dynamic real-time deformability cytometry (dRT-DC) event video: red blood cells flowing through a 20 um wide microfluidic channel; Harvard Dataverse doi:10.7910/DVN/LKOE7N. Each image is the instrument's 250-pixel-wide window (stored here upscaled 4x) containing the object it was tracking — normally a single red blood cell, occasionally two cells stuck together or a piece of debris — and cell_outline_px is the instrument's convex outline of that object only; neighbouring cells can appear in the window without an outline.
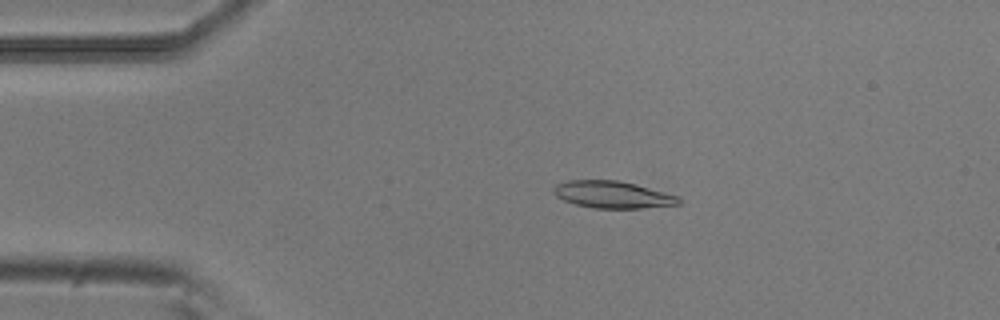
{"species": "common noctule bat (a hibernating species)", "species_latin": "Nyctalus noctula", "temperature_condition": "room temperature", "stored_images_in_passage": 48, "camera_frame_rate_fps": 3000, "um_per_image_px": 0.085, "animal": {"sex": "male", "body_mass_g": 20.5, "forearm_length_mm": 52.5}, "frame": {"image": 1, "passage_image": 6, "time_ms": 1.667, "image_size_px": [1000, 320], "cell_outline_px": [[680, 204], [640, 208], [592, 208], [576, 204], [564, 200], [556, 196], [552, 188], [556, 184], [568, 180], [616, 180], [636, 184], [680, 196]], "centroid_in_image_um": [52.07, 16.54], "position_along_channel_um": 32.9, "area_um2": 19.71}}
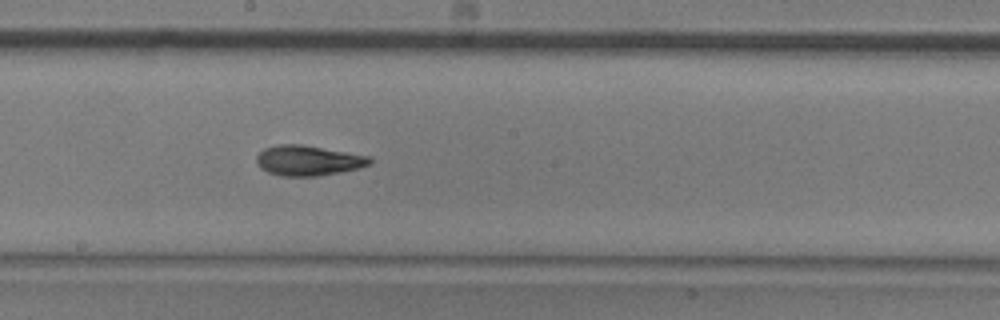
{"frame": {"image": 2, "passage_image": 24, "time_ms": 7.667, "image_size_px": [1000, 320], "cell_outline_px": [[372, 164], [360, 168], [340, 172], [316, 176], [280, 176], [268, 172], [260, 168], [256, 164], [256, 156], [264, 148], [280, 144], [300, 144], [368, 156], [372, 160]], "centroid_in_image_um": [26.17, 13.65], "position_along_channel_um": 222.0, "area_um2": 19.88}}
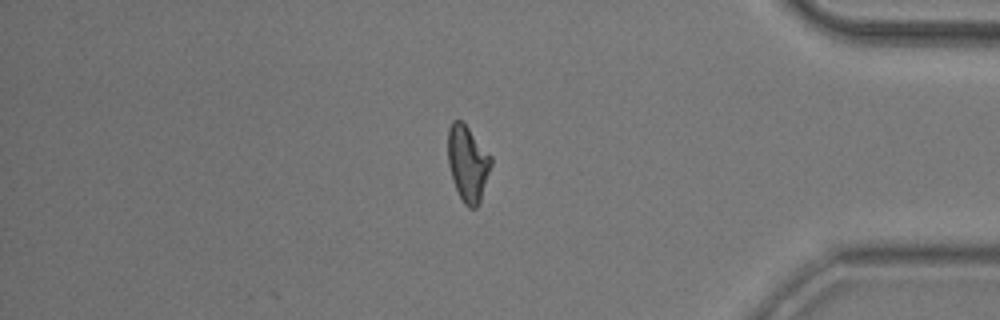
{"frame": {"image": 3, "passage_image": 40, "time_ms": 13.0, "image_size_px": [1000, 320], "cell_outline_px": [[492, 164], [480, 200], [476, 208], [468, 208], [464, 204], [452, 180], [448, 164], [448, 128], [452, 120], [460, 120], [468, 128], [492, 156]], "centroid_in_image_um": [39.75, 13.88], "position_along_channel_um": 395.5, "area_um2": 18.96}, "authors_computed_cell_mechanics": {"area_um2": 19.1607, "velocity_mm_per_s": 3.827, "shape_relaxation_time_tau1_ms": 5.2589, "shape_relaxation_time_tau2_ms": 3.2824, "deformation_change_tau1": 0.1793, "deformation_change_tau2": 0.1047}}